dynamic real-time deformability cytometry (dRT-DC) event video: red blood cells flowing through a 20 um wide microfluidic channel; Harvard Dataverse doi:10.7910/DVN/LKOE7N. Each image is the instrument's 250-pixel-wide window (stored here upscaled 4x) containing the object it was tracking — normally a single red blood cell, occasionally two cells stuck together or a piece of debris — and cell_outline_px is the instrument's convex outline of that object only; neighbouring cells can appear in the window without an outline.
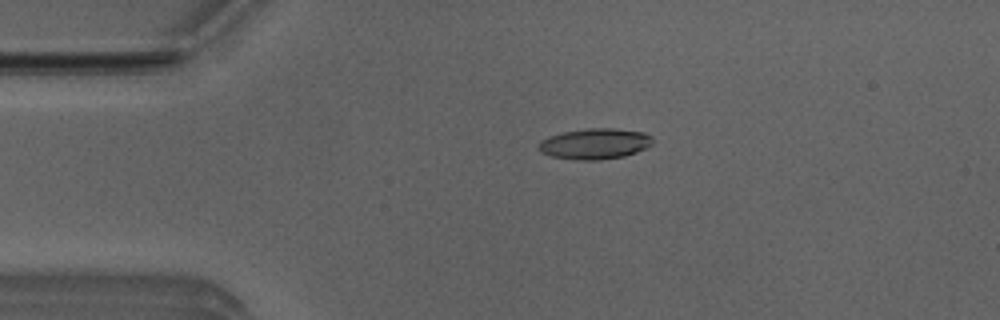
{"species": "Egyptian fruit bat (a non-hibernating species)", "species_latin": "Rousettus aegyptiacus", "temperature_condition": "room temperature", "stored_images_in_passage": 5, "camera_frame_rate_fps": 3000, "um_per_image_px": 0.085, "animal": {"sex": "male"}, "frame": {"image": 1, "passage_image": 3, "time_ms": 0.667, "image_size_px": [1000, 320], "cell_outline_px": [[652, 144], [636, 152], [624, 156], [600, 160], [576, 160], [552, 156], [540, 152], [536, 148], [536, 144], [540, 140], [548, 136], [564, 132], [588, 128], [616, 128], [644, 132], [652, 136]], "centroid_in_image_um": [50.52, 12.22], "position_along_channel_um": 34.5, "area_um2": 20.63}}